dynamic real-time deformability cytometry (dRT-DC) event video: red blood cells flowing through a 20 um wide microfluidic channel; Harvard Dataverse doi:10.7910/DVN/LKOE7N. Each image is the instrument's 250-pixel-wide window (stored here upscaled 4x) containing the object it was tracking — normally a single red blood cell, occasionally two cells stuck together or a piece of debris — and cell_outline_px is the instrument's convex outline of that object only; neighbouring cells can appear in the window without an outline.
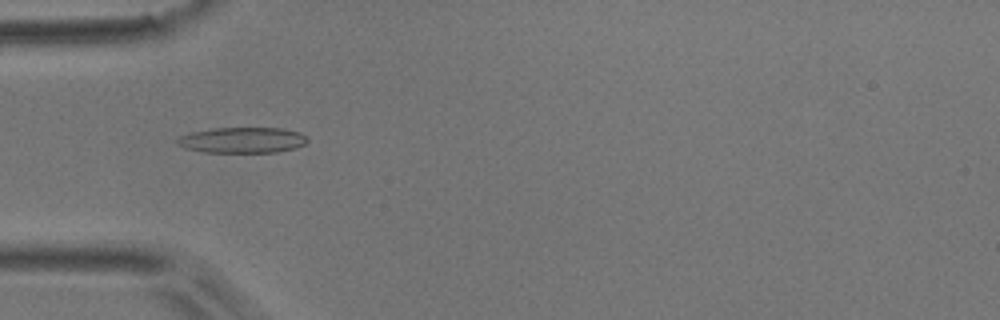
{"species": "common noctule bat (a hibernating species)", "species_latin": "Nyctalus noctula", "temperature_condition": "room temperature", "stored_images_in_passage": 6, "camera_frame_rate_fps": 3000, "um_per_image_px": 0.085, "animal": {"sex": "male", "body_mass_g": 17.9}, "frame": {"image": 1, "passage_image": 2, "time_ms": 1.333, "image_size_px": [1000, 320], "cell_outline_px": [[308, 140], [304, 144], [296, 148], [276, 152], [204, 152], [184, 148], [176, 144], [176, 140], [180, 136], [192, 132], [216, 128], [284, 128], [300, 132]], "centroid_in_image_um": [20.59, 11.91], "position_along_channel_um": 64.4, "area_um2": 19.48}}
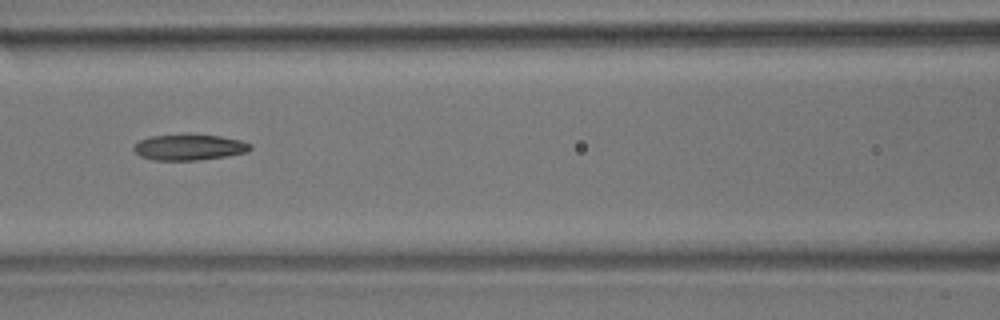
{"frame": {"image": 2, "passage_image": 4, "time_ms": 3.667, "image_size_px": [1000, 320], "cell_outline_px": [[252, 148], [248, 152], [228, 156], [196, 160], [152, 160], [140, 156], [132, 148], [140, 140], [148, 136], [220, 136], [240, 140], [252, 144]], "centroid_in_image_um": [16.11, 12.54], "position_along_channel_um": 150.5, "area_um2": 17.17}}
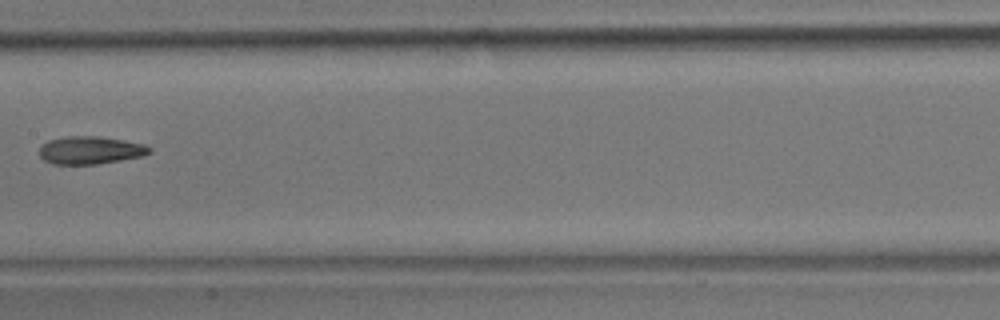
{"frame": {"image": 3, "passage_image": 5, "time_ms": 5.0, "image_size_px": [1000, 320], "cell_outline_px": [[152, 152], [144, 156], [96, 164], [52, 164], [44, 160], [40, 156], [40, 148], [48, 140], [68, 136], [96, 136], [124, 140], [144, 144], [152, 148]], "centroid_in_image_um": [7.71, 12.77], "position_along_channel_um": 199.7, "area_um2": 17.8}}